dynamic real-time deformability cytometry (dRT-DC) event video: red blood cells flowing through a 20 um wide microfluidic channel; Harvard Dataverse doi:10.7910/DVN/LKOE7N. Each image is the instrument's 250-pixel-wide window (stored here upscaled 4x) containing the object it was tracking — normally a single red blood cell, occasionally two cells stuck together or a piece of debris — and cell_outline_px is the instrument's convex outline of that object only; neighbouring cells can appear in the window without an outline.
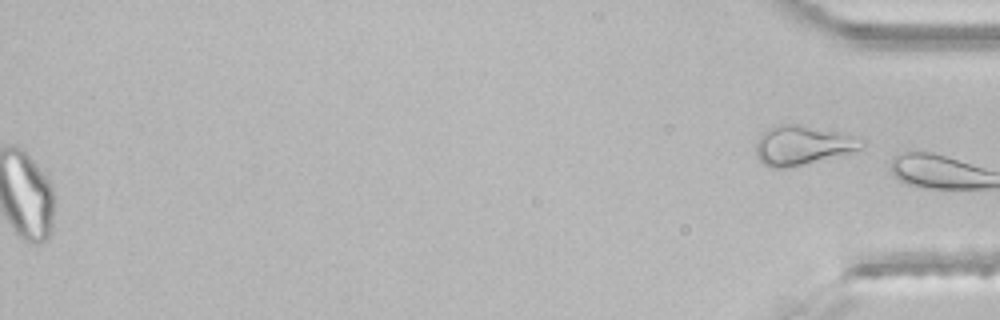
{"species": "common noctule bat (a hibernating species)", "species_latin": "Nyctalus noctula", "temperature_condition": "room temperature", "stored_images_in_passage": 46, "segment_of_instrument_passage": [2, 2], "camera_frame_rate_fps": 3000, "um_per_image_px": 0.085, "animal": {"sex": "male", "body_mass_g": 21.5, "forearm_length_mm": 52.0}, "frame": {"image": 1, "passage_image": 46, "time_ms": 15.0, "image_size_px": [1000, 320], "cell_outline_px": [[868, 144], [864, 148], [852, 152], [804, 164], [784, 168], [768, 168], [756, 156], [756, 144], [760, 136], [772, 124], [800, 124], [840, 132], [864, 140]], "centroid_in_image_um": [68.22, 12.33], "position_along_channel_um": 367.0, "area_um2": 24.39}}